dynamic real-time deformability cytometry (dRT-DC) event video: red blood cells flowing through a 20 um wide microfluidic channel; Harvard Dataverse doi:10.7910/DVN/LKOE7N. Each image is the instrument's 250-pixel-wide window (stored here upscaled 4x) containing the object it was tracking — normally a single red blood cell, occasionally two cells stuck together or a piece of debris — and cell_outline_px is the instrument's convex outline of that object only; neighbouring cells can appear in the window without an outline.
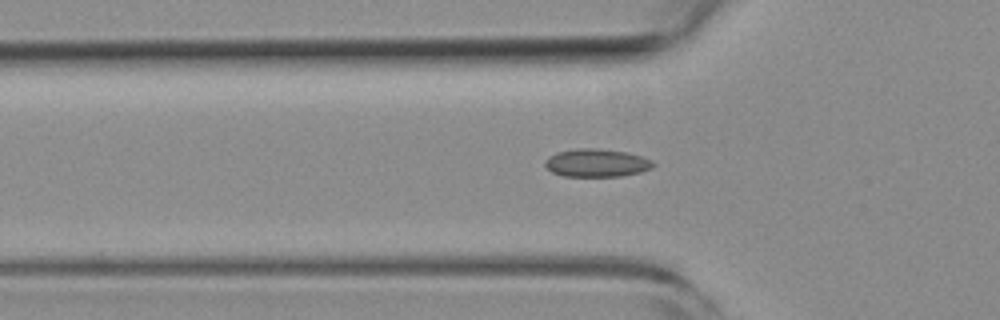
{"species": "common noctule bat (a hibernating species)", "species_latin": "Nyctalus noctula", "temperature_condition": "room temperature", "stored_images_in_passage": 38, "camera_frame_rate_fps": 3000, "um_per_image_px": 0.085, "animal": {"sex": "female", "body_mass_g": 19.3, "forearm_length_mm": 54.1}, "frame": {"image": 1, "passage_image": 4, "time_ms": 1.0, "image_size_px": [1000, 320], "cell_outline_px": [[656, 164], [652, 168], [640, 172], [620, 176], [564, 176], [552, 172], [544, 164], [544, 160], [548, 156], [556, 152], [576, 148], [596, 148], [628, 152], [652, 160]], "centroid_in_image_um": [50.7, 13.83], "position_along_channel_um": 75.1, "area_um2": 17.74}}
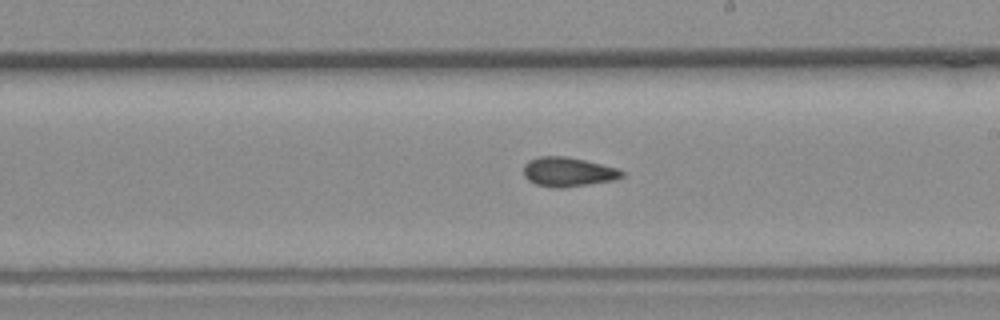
{"frame": {"image": 2, "passage_image": 17, "time_ms": 5.333, "image_size_px": [1000, 320], "cell_outline_px": [[624, 176], [612, 180], [564, 188], [552, 188], [536, 184], [528, 180], [524, 176], [524, 164], [528, 160], [540, 156], [568, 156], [616, 168], [624, 172]], "centroid_in_image_um": [48.24, 14.61], "position_along_channel_um": 240.8, "area_um2": 16.76}}
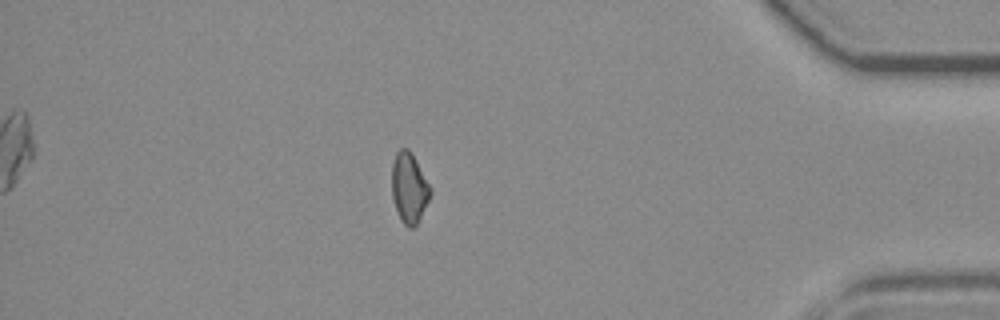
{"frame": {"image": 3, "passage_image": 33, "time_ms": 10.667, "image_size_px": [1000, 320], "cell_outline_px": [[432, 192], [416, 224], [412, 228], [408, 228], [400, 220], [392, 196], [392, 164], [396, 152], [400, 148], [408, 148], [412, 152], [432, 188]], "centroid_in_image_um": [34.78, 15.93], "position_along_channel_um": 400.4, "area_um2": 15.78}, "authors_computed_cell_mechanics": {"area_um2": 16.2996, "velocity_mm_per_s": 3.8033, "shape_relaxation_time_tau1_ms": null, "shape_relaxation_time_tau2_ms": 2.9525, "deformation_change_tau1": null, "deformation_change_tau2": 0.0823}}